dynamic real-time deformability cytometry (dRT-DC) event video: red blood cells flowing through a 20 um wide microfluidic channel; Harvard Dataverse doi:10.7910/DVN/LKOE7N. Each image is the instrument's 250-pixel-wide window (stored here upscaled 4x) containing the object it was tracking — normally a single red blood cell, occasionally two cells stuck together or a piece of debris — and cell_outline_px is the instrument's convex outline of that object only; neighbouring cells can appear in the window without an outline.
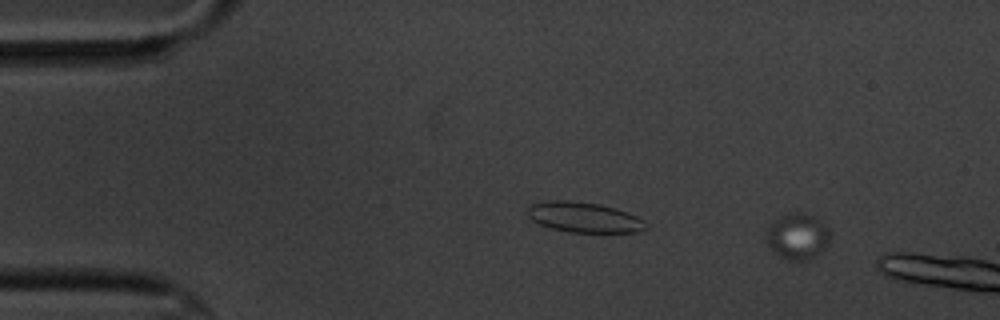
{"species": "common noctule bat (a hibernating species)", "species_latin": "Nyctalus noctula", "temperature_condition": "cold", "stored_images_in_passage": 10, "camera_frame_rate_fps": 3000, "um_per_image_px": 0.085, "animal": {"sex": "male", "body_mass_g": 20.1, "forearm_length_mm": 53.5}, "frame": {"image": 1, "passage_image": 7, "time_ms": 2.0, "image_size_px": [1000, 320], "cell_outline_px": [[828, 244], [824, 248], [808, 260], [788, 260], [776, 252], [772, 248], [768, 240], [768, 228], [776, 220], [788, 212], [800, 212], [816, 216], [828, 228]], "centroid_in_image_um": [67.83, 20.06], "position_along_channel_um": 17.2, "area_um2": 16.47}}